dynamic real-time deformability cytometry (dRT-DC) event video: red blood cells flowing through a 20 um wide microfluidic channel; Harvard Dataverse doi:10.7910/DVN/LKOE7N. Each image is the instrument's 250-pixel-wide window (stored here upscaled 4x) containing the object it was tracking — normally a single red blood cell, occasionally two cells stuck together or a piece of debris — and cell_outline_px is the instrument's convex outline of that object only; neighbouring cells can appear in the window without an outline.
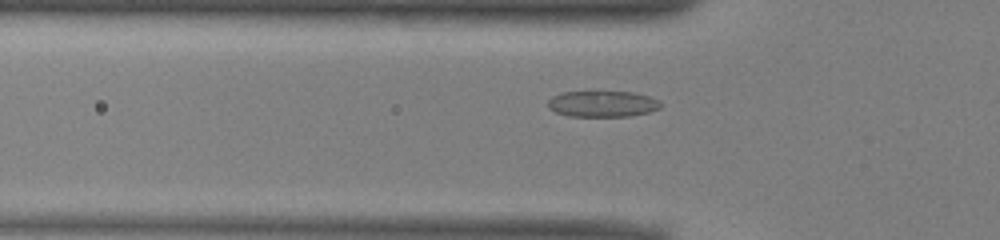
{"species": "common noctule bat (a hibernating species)", "species_latin": "Nyctalus noctula", "temperature_condition": "warm", "stored_images_in_passage": 37, "camera_frame_rate_fps": 3000, "um_per_image_px": 0.085, "animal": {"sex": "male", "body_mass_g": 13.0, "forearm_length_mm": 53.1}, "frame": {"image": 1, "passage_image": 11, "time_ms": 3.333, "image_size_px": [1000, 240], "cell_outline_px": [[664, 104], [660, 108], [648, 112], [628, 116], [568, 116], [556, 112], [548, 108], [548, 100], [552, 96], [560, 92], [632, 92], [648, 96], [660, 100]], "centroid_in_image_um": [51.22, 8.83], "position_along_channel_um": 74.6, "area_um2": 17.17}}
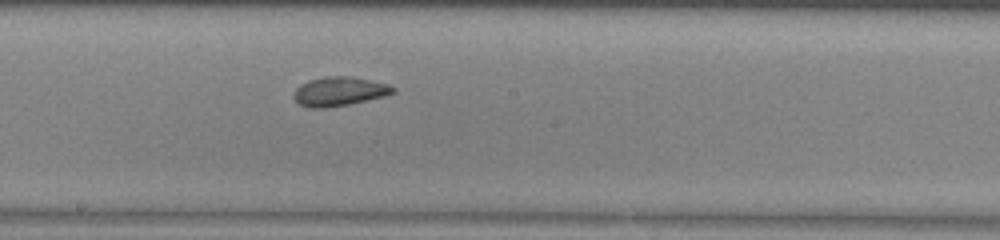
{"frame": {"image": 2, "passage_image": 22, "time_ms": 7.0, "image_size_px": [1000, 240], "cell_outline_px": [[396, 92], [384, 96], [348, 104], [324, 108], [308, 108], [300, 104], [292, 96], [296, 88], [300, 84], [308, 80], [324, 76], [348, 76], [388, 84], [396, 88]], "centroid_in_image_um": [28.81, 7.76], "position_along_channel_um": 219.4, "area_um2": 16.76}}
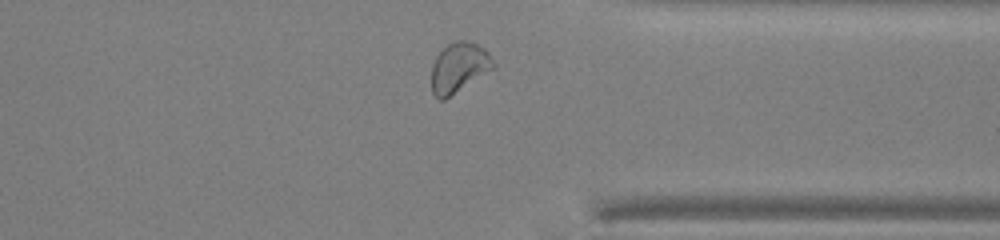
{"frame": {"image": 3, "passage_image": 34, "time_ms": 11.0, "image_size_px": [1000, 240], "cell_outline_px": [[496, 68], [444, 100], [440, 100], [432, 92], [432, 64], [436, 56], [448, 44], [456, 40], [464, 40], [476, 44], [484, 48], [488, 52], [496, 64]], "centroid_in_image_um": [39.04, 5.75], "position_along_channel_um": 372.4, "area_um2": 18.09}, "authors_computed_cell_mechanics": {"area_um2": 16.9932, "velocity_mm_per_s": 3.9386, "shape_relaxation_time_tau1_ms": 5.9662, "shape_relaxation_time_tau2_ms": 1.6548, "deformation_change_tau1": 0.1249, "deformation_change_tau2": 0.0634}}